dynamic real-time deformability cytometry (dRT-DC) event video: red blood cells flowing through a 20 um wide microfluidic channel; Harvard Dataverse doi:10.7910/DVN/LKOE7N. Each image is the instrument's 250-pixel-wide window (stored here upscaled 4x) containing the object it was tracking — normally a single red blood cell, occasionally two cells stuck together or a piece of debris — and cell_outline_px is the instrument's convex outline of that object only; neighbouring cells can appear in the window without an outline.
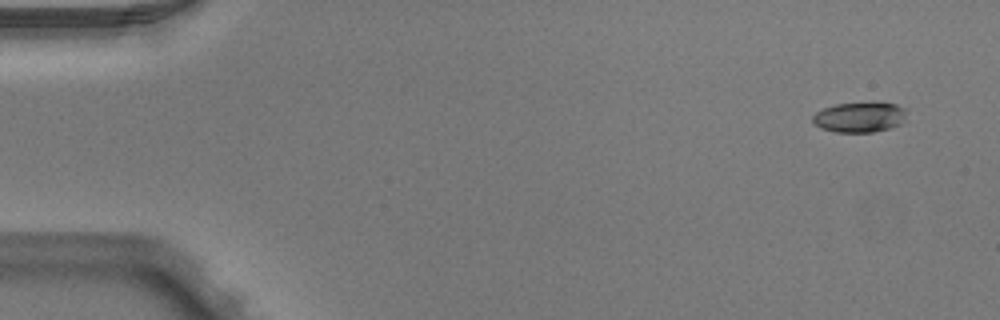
{"species": "Egyptian fruit bat (a non-hibernating species)", "species_latin": "Rousettus aegyptiacus", "temperature_condition": "warm", "stored_images_in_passage": 49, "camera_frame_rate_fps": 3000, "um_per_image_px": 0.085, "animal": {"sex": "male"}, "frame": {"image": 1, "passage_image": 1, "time_ms": 0.0, "image_size_px": [1000, 320], "cell_outline_px": [[904, 116], [900, 124], [892, 128], [872, 132], [836, 132], [820, 128], [812, 120], [812, 116], [816, 112], [824, 108], [836, 104], [896, 104], [904, 108]], "centroid_in_image_um": [73.02, 9.99], "position_along_channel_um": 12.0, "area_um2": 16.01}}
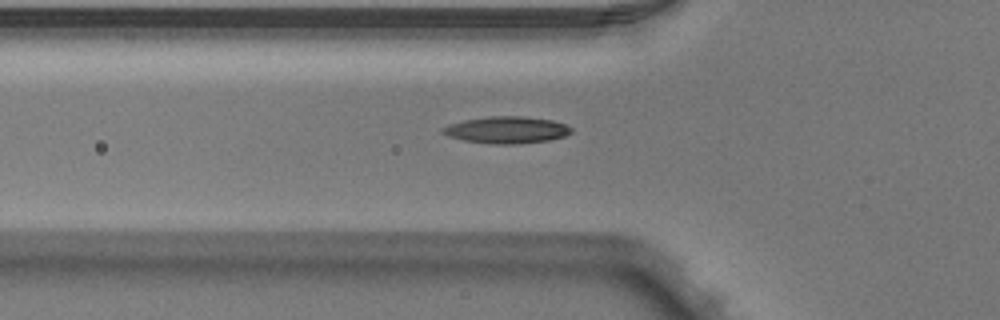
{"frame": {"image": 2, "passage_image": 16, "time_ms": 5.0, "image_size_px": [1000, 320], "cell_outline_px": [[572, 132], [564, 136], [548, 140], [516, 144], [492, 144], [464, 140], [448, 136], [440, 132], [440, 128], [448, 124], [464, 120], [488, 116], [524, 116], [552, 120], [564, 124], [572, 128]], "centroid_in_image_um": [43.03, 11.04], "position_along_channel_um": 82.8, "area_um2": 20.17}}
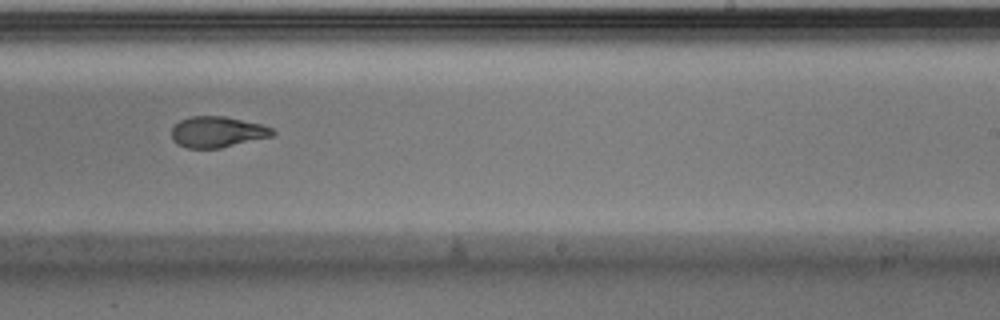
{"frame": {"image": 3, "passage_image": 30, "time_ms": 9.667, "image_size_px": [1000, 320], "cell_outline_px": [[276, 132], [272, 136], [220, 148], [188, 148], [176, 144], [172, 140], [172, 128], [180, 120], [192, 116], [224, 116], [260, 124], [272, 128]], "centroid_in_image_um": [18.45, 11.22], "position_along_channel_um": 270.6, "area_um2": 18.09}, "authors_computed_cell_mechanics": {"area_um2": 18.6694, "velocity_mm_per_s": 4.0063, "shape_relaxation_time_tau1_ms": 9.0415, "shape_relaxation_time_tau2_ms": 2.328, "deformation_change_tau1": 0.2551, "deformation_change_tau2": 0.0969}}